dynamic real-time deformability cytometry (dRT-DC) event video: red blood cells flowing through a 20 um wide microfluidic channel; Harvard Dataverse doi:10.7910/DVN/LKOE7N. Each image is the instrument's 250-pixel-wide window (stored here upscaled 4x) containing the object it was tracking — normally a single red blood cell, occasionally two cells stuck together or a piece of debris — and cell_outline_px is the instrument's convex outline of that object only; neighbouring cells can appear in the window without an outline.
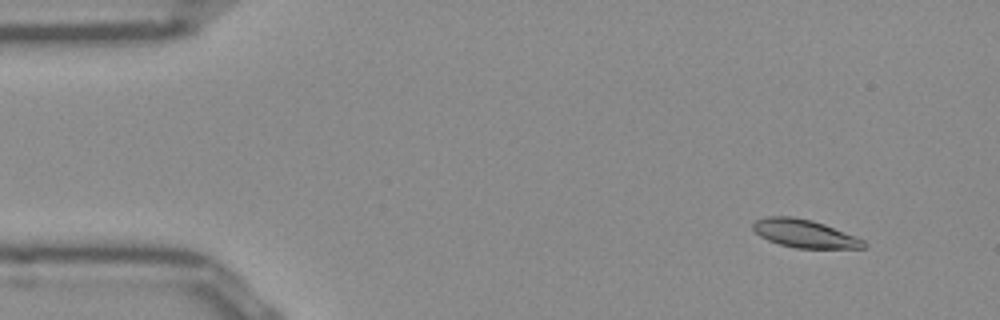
{"species": "Egyptian fruit bat (a non-hibernating species)", "species_latin": "Rousettus aegyptiacus", "temperature_condition": "room temperature", "stored_images_in_passage": 48, "camera_frame_rate_fps": 3000, "um_per_image_px": 0.085, "frame": {"image": 1, "passage_image": 1, "time_ms": 0.0, "image_size_px": [1000, 320], "cell_outline_px": [[868, 248], [796, 248], [780, 244], [768, 240], [760, 236], [752, 228], [752, 224], [756, 220], [764, 216], [792, 216], [812, 220], [824, 224], [864, 240], [868, 244]], "centroid_in_image_um": [68.38, 19.85], "position_along_channel_um": 16.6, "area_um2": 18.09}}
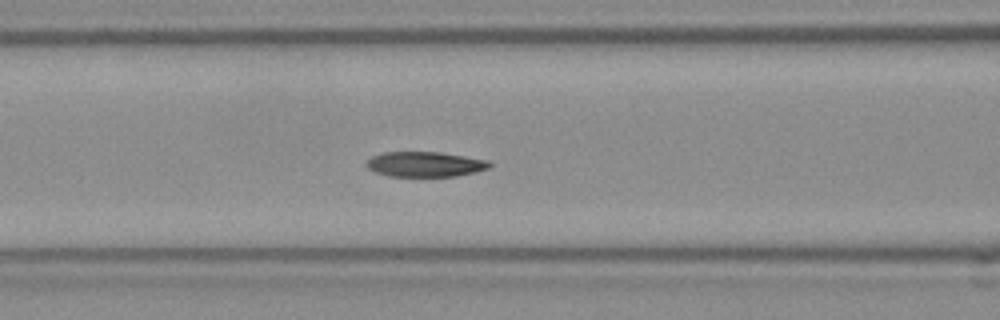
{"frame": {"image": 2, "passage_image": 17, "time_ms": 5.333, "image_size_px": [1000, 320], "cell_outline_px": [[492, 164], [488, 168], [476, 172], [456, 176], [388, 176], [376, 172], [368, 168], [364, 164], [372, 156], [384, 152], [440, 152], [488, 160]], "centroid_in_image_um": [36.12, 13.96], "position_along_channel_um": 130.5, "area_um2": 17.98}}
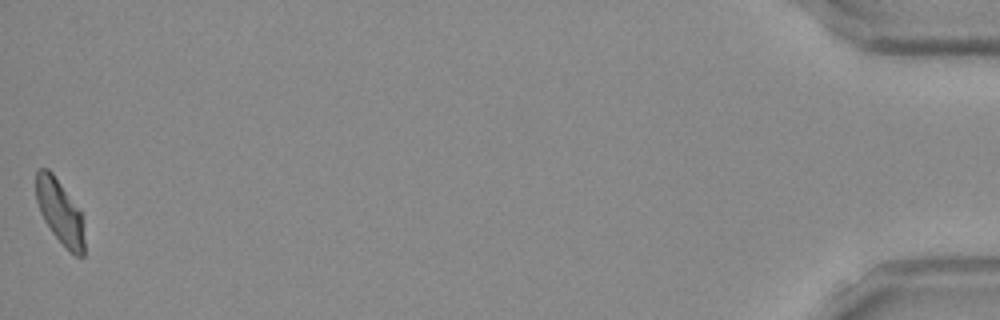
{"frame": {"image": 3, "passage_image": 48, "time_ms": 15.667, "image_size_px": [1000, 320], "cell_outline_px": [[84, 256], [76, 256], [52, 232], [44, 220], [40, 212], [36, 200], [36, 172], [40, 168], [48, 168], [52, 172], [80, 212], [84, 240]], "centroid_in_image_um": [5.05, 17.98], "position_along_channel_um": 430.1, "area_um2": 17.46}, "authors_computed_cell_mechanics": {"area_um2": 18.7561, "velocity_mm_per_s": 3.8922, "shape_relaxation_time_tau1_ms": 3.3107, "shape_relaxation_time_tau2_ms": 4.3662, "deformation_change_tau1": 0.1177, "deformation_change_tau2": 0.0892}}